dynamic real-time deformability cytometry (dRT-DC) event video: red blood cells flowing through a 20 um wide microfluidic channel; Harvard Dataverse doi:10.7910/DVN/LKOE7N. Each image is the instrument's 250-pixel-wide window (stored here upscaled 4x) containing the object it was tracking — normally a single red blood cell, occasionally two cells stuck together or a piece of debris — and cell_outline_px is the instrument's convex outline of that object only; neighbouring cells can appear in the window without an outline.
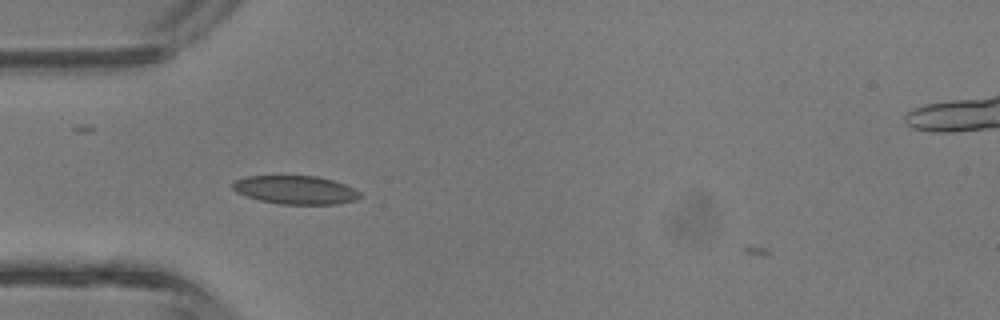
{"species": "common noctule bat (a hibernating species)", "species_latin": "Nyctalus noctula", "temperature_condition": "room temperature", "stored_images_in_passage": 33, "camera_frame_rate_fps": 3000, "um_per_image_px": 0.085, "animal": {"sex": "male", "body_mass_g": 13.3}, "frame": {"image": 1, "passage_image": 5, "time_ms": 1.333, "image_size_px": [1000, 320], "cell_outline_px": [[360, 196], [356, 200], [336, 204], [280, 204], [260, 200], [236, 192], [232, 188], [232, 184], [236, 180], [248, 176], [316, 176], [332, 180], [344, 184], [360, 192]], "centroid_in_image_um": [25.12, 16.14], "position_along_channel_um": 59.9, "area_um2": 20.87}}
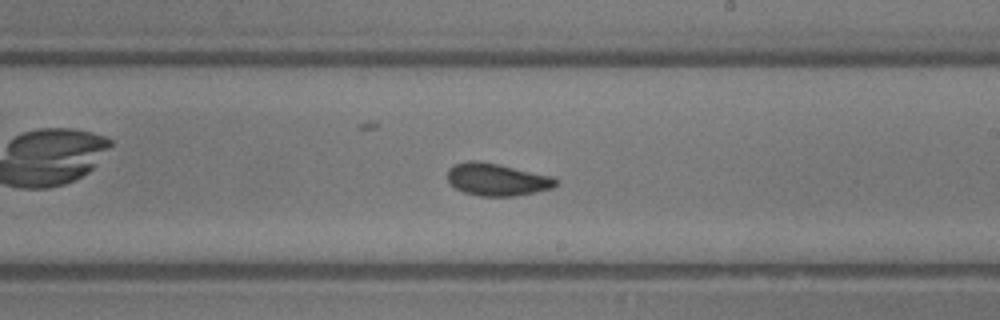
{"frame": {"image": 2, "passage_image": 17, "time_ms": 5.333, "image_size_px": [1000, 320], "cell_outline_px": [[560, 180], [552, 188], [536, 192], [516, 196], [480, 196], [464, 192], [456, 188], [448, 180], [448, 168], [456, 164], [468, 160], [480, 160], [500, 164], [552, 176]], "centroid_in_image_um": [42.26, 15.25], "position_along_channel_um": 246.7, "area_um2": 20.58}}
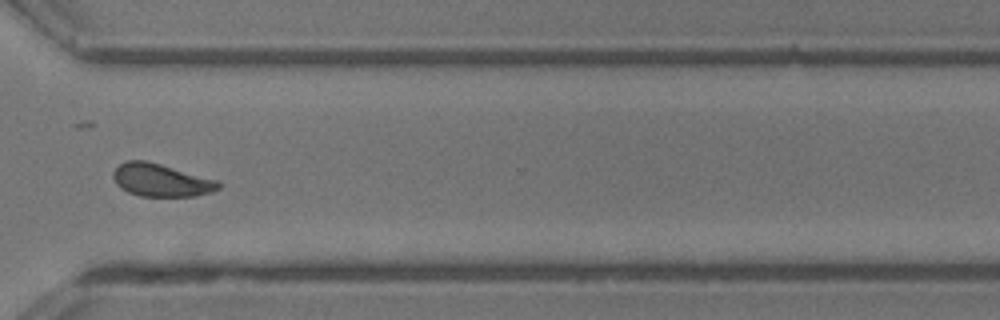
{"frame": {"image": 3, "passage_image": 24, "time_ms": 7.667, "image_size_px": [1000, 320], "cell_outline_px": [[220, 188], [196, 196], [140, 196], [128, 192], [120, 188], [116, 184], [112, 176], [112, 172], [124, 160], [148, 160], [216, 180], [220, 184]], "centroid_in_image_um": [13.62, 15.3], "position_along_channel_um": 357.0, "area_um2": 20.06}}